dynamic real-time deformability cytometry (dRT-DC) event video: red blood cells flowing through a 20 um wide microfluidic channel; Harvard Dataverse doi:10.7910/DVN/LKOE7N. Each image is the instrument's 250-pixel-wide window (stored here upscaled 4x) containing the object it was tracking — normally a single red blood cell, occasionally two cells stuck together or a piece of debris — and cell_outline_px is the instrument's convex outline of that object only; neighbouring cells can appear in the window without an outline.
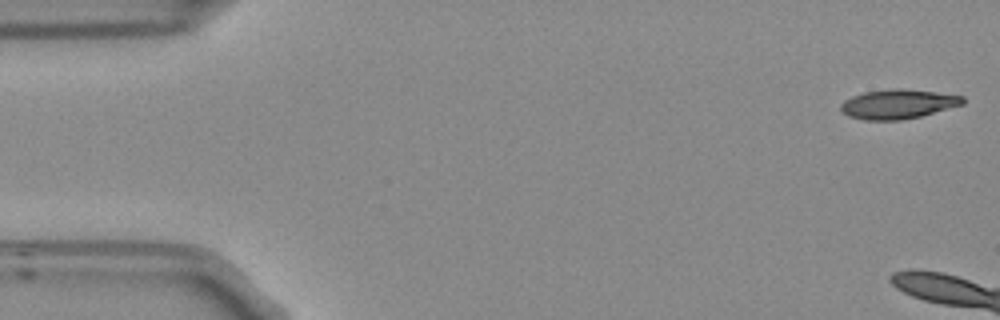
{"species": "Egyptian fruit bat (a non-hibernating species)", "species_latin": "Rousettus aegyptiacus", "temperature_condition": "room temperature", "stored_images_in_passage": 12, "camera_frame_rate_fps": 3000, "um_per_image_px": 0.085, "frame": {"image": 1, "passage_image": 1, "time_ms": 0.0, "image_size_px": [1000, 320], "cell_outline_px": [[964, 104], [920, 116], [900, 120], [864, 120], [848, 116], [840, 108], [840, 104], [844, 100], [852, 96], [864, 92], [892, 88], [900, 88], [936, 92], [964, 96]], "centroid_in_image_um": [76.32, 8.84], "position_along_channel_um": 8.7, "area_um2": 20.87}}